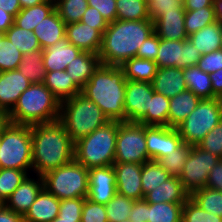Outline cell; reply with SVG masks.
Instances as JSON below:
<instances>
[{
    "label": "cell",
    "instance_id": "1",
    "mask_svg": "<svg viewBox=\"0 0 222 222\" xmlns=\"http://www.w3.org/2000/svg\"><path fill=\"white\" fill-rule=\"evenodd\" d=\"M31 140L33 174L43 176L74 160L75 143L59 121L32 125Z\"/></svg>",
    "mask_w": 222,
    "mask_h": 222
},
{
    "label": "cell",
    "instance_id": "2",
    "mask_svg": "<svg viewBox=\"0 0 222 222\" xmlns=\"http://www.w3.org/2000/svg\"><path fill=\"white\" fill-rule=\"evenodd\" d=\"M154 33V21L115 20L109 23L102 34V45L98 56L101 64L122 66L136 57L138 48Z\"/></svg>",
    "mask_w": 222,
    "mask_h": 222
},
{
    "label": "cell",
    "instance_id": "3",
    "mask_svg": "<svg viewBox=\"0 0 222 222\" xmlns=\"http://www.w3.org/2000/svg\"><path fill=\"white\" fill-rule=\"evenodd\" d=\"M127 79L120 66L100 64L81 90L110 121H126L124 110Z\"/></svg>",
    "mask_w": 222,
    "mask_h": 222
},
{
    "label": "cell",
    "instance_id": "4",
    "mask_svg": "<svg viewBox=\"0 0 222 222\" xmlns=\"http://www.w3.org/2000/svg\"><path fill=\"white\" fill-rule=\"evenodd\" d=\"M60 104L44 83H33L20 95L9 112L11 122L32 126L58 121Z\"/></svg>",
    "mask_w": 222,
    "mask_h": 222
},
{
    "label": "cell",
    "instance_id": "5",
    "mask_svg": "<svg viewBox=\"0 0 222 222\" xmlns=\"http://www.w3.org/2000/svg\"><path fill=\"white\" fill-rule=\"evenodd\" d=\"M58 121L75 143L110 120L95 102L79 93L61 102Z\"/></svg>",
    "mask_w": 222,
    "mask_h": 222
},
{
    "label": "cell",
    "instance_id": "6",
    "mask_svg": "<svg viewBox=\"0 0 222 222\" xmlns=\"http://www.w3.org/2000/svg\"><path fill=\"white\" fill-rule=\"evenodd\" d=\"M119 123L109 121L75 142L74 159L87 169L113 165Z\"/></svg>",
    "mask_w": 222,
    "mask_h": 222
},
{
    "label": "cell",
    "instance_id": "7",
    "mask_svg": "<svg viewBox=\"0 0 222 222\" xmlns=\"http://www.w3.org/2000/svg\"><path fill=\"white\" fill-rule=\"evenodd\" d=\"M0 168L32 169L31 126L11 123L0 137Z\"/></svg>",
    "mask_w": 222,
    "mask_h": 222
},
{
    "label": "cell",
    "instance_id": "8",
    "mask_svg": "<svg viewBox=\"0 0 222 222\" xmlns=\"http://www.w3.org/2000/svg\"><path fill=\"white\" fill-rule=\"evenodd\" d=\"M42 177L44 188L60 200L88 196V169L75 159Z\"/></svg>",
    "mask_w": 222,
    "mask_h": 222
},
{
    "label": "cell",
    "instance_id": "9",
    "mask_svg": "<svg viewBox=\"0 0 222 222\" xmlns=\"http://www.w3.org/2000/svg\"><path fill=\"white\" fill-rule=\"evenodd\" d=\"M222 120V100L202 99L188 117L176 129L182 141L192 146L203 138Z\"/></svg>",
    "mask_w": 222,
    "mask_h": 222
},
{
    "label": "cell",
    "instance_id": "10",
    "mask_svg": "<svg viewBox=\"0 0 222 222\" xmlns=\"http://www.w3.org/2000/svg\"><path fill=\"white\" fill-rule=\"evenodd\" d=\"M145 125L138 122H120L115 149L114 163H138L149 161Z\"/></svg>",
    "mask_w": 222,
    "mask_h": 222
},
{
    "label": "cell",
    "instance_id": "11",
    "mask_svg": "<svg viewBox=\"0 0 222 222\" xmlns=\"http://www.w3.org/2000/svg\"><path fill=\"white\" fill-rule=\"evenodd\" d=\"M219 160L218 156L203 150L198 145L192 146L179 176L184 189L191 195L196 190L206 187L209 172Z\"/></svg>",
    "mask_w": 222,
    "mask_h": 222
},
{
    "label": "cell",
    "instance_id": "12",
    "mask_svg": "<svg viewBox=\"0 0 222 222\" xmlns=\"http://www.w3.org/2000/svg\"><path fill=\"white\" fill-rule=\"evenodd\" d=\"M145 138L150 160L158 161L178 148L182 138L176 128L168 126H146Z\"/></svg>",
    "mask_w": 222,
    "mask_h": 222
},
{
    "label": "cell",
    "instance_id": "13",
    "mask_svg": "<svg viewBox=\"0 0 222 222\" xmlns=\"http://www.w3.org/2000/svg\"><path fill=\"white\" fill-rule=\"evenodd\" d=\"M153 93L152 83L127 80L124 100L126 121L138 122L147 113Z\"/></svg>",
    "mask_w": 222,
    "mask_h": 222
},
{
    "label": "cell",
    "instance_id": "14",
    "mask_svg": "<svg viewBox=\"0 0 222 222\" xmlns=\"http://www.w3.org/2000/svg\"><path fill=\"white\" fill-rule=\"evenodd\" d=\"M89 192L87 199L106 205L117 193L116 174L113 166L88 169Z\"/></svg>",
    "mask_w": 222,
    "mask_h": 222
},
{
    "label": "cell",
    "instance_id": "15",
    "mask_svg": "<svg viewBox=\"0 0 222 222\" xmlns=\"http://www.w3.org/2000/svg\"><path fill=\"white\" fill-rule=\"evenodd\" d=\"M43 188L44 181L42 176L37 174L33 176V173L28 174L3 205L24 216Z\"/></svg>",
    "mask_w": 222,
    "mask_h": 222
},
{
    "label": "cell",
    "instance_id": "16",
    "mask_svg": "<svg viewBox=\"0 0 222 222\" xmlns=\"http://www.w3.org/2000/svg\"><path fill=\"white\" fill-rule=\"evenodd\" d=\"M116 174L117 193L132 200H142L144 198L141 172L142 164L138 163H114Z\"/></svg>",
    "mask_w": 222,
    "mask_h": 222
},
{
    "label": "cell",
    "instance_id": "17",
    "mask_svg": "<svg viewBox=\"0 0 222 222\" xmlns=\"http://www.w3.org/2000/svg\"><path fill=\"white\" fill-rule=\"evenodd\" d=\"M31 84L18 69L0 72V109L10 112Z\"/></svg>",
    "mask_w": 222,
    "mask_h": 222
},
{
    "label": "cell",
    "instance_id": "18",
    "mask_svg": "<svg viewBox=\"0 0 222 222\" xmlns=\"http://www.w3.org/2000/svg\"><path fill=\"white\" fill-rule=\"evenodd\" d=\"M65 37L82 52L98 54L102 45V34L80 21L66 25Z\"/></svg>",
    "mask_w": 222,
    "mask_h": 222
},
{
    "label": "cell",
    "instance_id": "19",
    "mask_svg": "<svg viewBox=\"0 0 222 222\" xmlns=\"http://www.w3.org/2000/svg\"><path fill=\"white\" fill-rule=\"evenodd\" d=\"M185 12L183 5L176 11L162 12L154 20V32L156 35L165 40L188 39L184 27Z\"/></svg>",
    "mask_w": 222,
    "mask_h": 222
},
{
    "label": "cell",
    "instance_id": "20",
    "mask_svg": "<svg viewBox=\"0 0 222 222\" xmlns=\"http://www.w3.org/2000/svg\"><path fill=\"white\" fill-rule=\"evenodd\" d=\"M82 51L69 43L67 38L57 41L53 46L42 50V59L46 72L66 70L74 58Z\"/></svg>",
    "mask_w": 222,
    "mask_h": 222
},
{
    "label": "cell",
    "instance_id": "21",
    "mask_svg": "<svg viewBox=\"0 0 222 222\" xmlns=\"http://www.w3.org/2000/svg\"><path fill=\"white\" fill-rule=\"evenodd\" d=\"M152 86L155 93L162 94L169 99L183 92L187 89L183 68H158Z\"/></svg>",
    "mask_w": 222,
    "mask_h": 222
},
{
    "label": "cell",
    "instance_id": "22",
    "mask_svg": "<svg viewBox=\"0 0 222 222\" xmlns=\"http://www.w3.org/2000/svg\"><path fill=\"white\" fill-rule=\"evenodd\" d=\"M60 199L43 188L23 216L24 222H51L58 216Z\"/></svg>",
    "mask_w": 222,
    "mask_h": 222
},
{
    "label": "cell",
    "instance_id": "23",
    "mask_svg": "<svg viewBox=\"0 0 222 222\" xmlns=\"http://www.w3.org/2000/svg\"><path fill=\"white\" fill-rule=\"evenodd\" d=\"M65 31L66 23L60 18L55 9L50 15L38 23L33 33L37 36L38 42L42 50H44L65 38Z\"/></svg>",
    "mask_w": 222,
    "mask_h": 222
},
{
    "label": "cell",
    "instance_id": "24",
    "mask_svg": "<svg viewBox=\"0 0 222 222\" xmlns=\"http://www.w3.org/2000/svg\"><path fill=\"white\" fill-rule=\"evenodd\" d=\"M190 194L184 189L179 177H171L144 196L148 203H185Z\"/></svg>",
    "mask_w": 222,
    "mask_h": 222
},
{
    "label": "cell",
    "instance_id": "25",
    "mask_svg": "<svg viewBox=\"0 0 222 222\" xmlns=\"http://www.w3.org/2000/svg\"><path fill=\"white\" fill-rule=\"evenodd\" d=\"M201 99L189 89L170 98L168 127L176 128L197 107Z\"/></svg>",
    "mask_w": 222,
    "mask_h": 222
},
{
    "label": "cell",
    "instance_id": "26",
    "mask_svg": "<svg viewBox=\"0 0 222 222\" xmlns=\"http://www.w3.org/2000/svg\"><path fill=\"white\" fill-rule=\"evenodd\" d=\"M101 64L98 54L82 52L66 68L70 78L82 89Z\"/></svg>",
    "mask_w": 222,
    "mask_h": 222
},
{
    "label": "cell",
    "instance_id": "27",
    "mask_svg": "<svg viewBox=\"0 0 222 222\" xmlns=\"http://www.w3.org/2000/svg\"><path fill=\"white\" fill-rule=\"evenodd\" d=\"M188 39L204 55L221 49L222 23L216 20L203 29L192 33Z\"/></svg>",
    "mask_w": 222,
    "mask_h": 222
},
{
    "label": "cell",
    "instance_id": "28",
    "mask_svg": "<svg viewBox=\"0 0 222 222\" xmlns=\"http://www.w3.org/2000/svg\"><path fill=\"white\" fill-rule=\"evenodd\" d=\"M43 83L60 103L81 93L82 90L65 70L46 72Z\"/></svg>",
    "mask_w": 222,
    "mask_h": 222
},
{
    "label": "cell",
    "instance_id": "29",
    "mask_svg": "<svg viewBox=\"0 0 222 222\" xmlns=\"http://www.w3.org/2000/svg\"><path fill=\"white\" fill-rule=\"evenodd\" d=\"M54 10L55 0H46L41 4L21 9L15 16L14 23L22 29L34 31L38 23Z\"/></svg>",
    "mask_w": 222,
    "mask_h": 222
},
{
    "label": "cell",
    "instance_id": "30",
    "mask_svg": "<svg viewBox=\"0 0 222 222\" xmlns=\"http://www.w3.org/2000/svg\"><path fill=\"white\" fill-rule=\"evenodd\" d=\"M187 89L202 99L216 98L213 95L211 79L208 73L203 72L197 65L183 68Z\"/></svg>",
    "mask_w": 222,
    "mask_h": 222
},
{
    "label": "cell",
    "instance_id": "31",
    "mask_svg": "<svg viewBox=\"0 0 222 222\" xmlns=\"http://www.w3.org/2000/svg\"><path fill=\"white\" fill-rule=\"evenodd\" d=\"M127 80L152 83L158 66L155 61L134 57L127 60L122 66Z\"/></svg>",
    "mask_w": 222,
    "mask_h": 222
},
{
    "label": "cell",
    "instance_id": "32",
    "mask_svg": "<svg viewBox=\"0 0 222 222\" xmlns=\"http://www.w3.org/2000/svg\"><path fill=\"white\" fill-rule=\"evenodd\" d=\"M183 45L184 40L160 39L158 55L155 59L158 68H183Z\"/></svg>",
    "mask_w": 222,
    "mask_h": 222
},
{
    "label": "cell",
    "instance_id": "33",
    "mask_svg": "<svg viewBox=\"0 0 222 222\" xmlns=\"http://www.w3.org/2000/svg\"><path fill=\"white\" fill-rule=\"evenodd\" d=\"M169 103L168 97L154 92L150 98L149 110L138 123L146 126H168Z\"/></svg>",
    "mask_w": 222,
    "mask_h": 222
},
{
    "label": "cell",
    "instance_id": "34",
    "mask_svg": "<svg viewBox=\"0 0 222 222\" xmlns=\"http://www.w3.org/2000/svg\"><path fill=\"white\" fill-rule=\"evenodd\" d=\"M18 70L23 73L32 84L43 83L46 78V69L42 59V50L23 55Z\"/></svg>",
    "mask_w": 222,
    "mask_h": 222
},
{
    "label": "cell",
    "instance_id": "35",
    "mask_svg": "<svg viewBox=\"0 0 222 222\" xmlns=\"http://www.w3.org/2000/svg\"><path fill=\"white\" fill-rule=\"evenodd\" d=\"M172 176L159 164L158 161L149 160L142 164L141 183L143 195L153 191Z\"/></svg>",
    "mask_w": 222,
    "mask_h": 222
},
{
    "label": "cell",
    "instance_id": "36",
    "mask_svg": "<svg viewBox=\"0 0 222 222\" xmlns=\"http://www.w3.org/2000/svg\"><path fill=\"white\" fill-rule=\"evenodd\" d=\"M184 203H148V222H182Z\"/></svg>",
    "mask_w": 222,
    "mask_h": 222
},
{
    "label": "cell",
    "instance_id": "37",
    "mask_svg": "<svg viewBox=\"0 0 222 222\" xmlns=\"http://www.w3.org/2000/svg\"><path fill=\"white\" fill-rule=\"evenodd\" d=\"M5 36L23 55L42 50L33 31L22 29L15 23L5 32Z\"/></svg>",
    "mask_w": 222,
    "mask_h": 222
},
{
    "label": "cell",
    "instance_id": "38",
    "mask_svg": "<svg viewBox=\"0 0 222 222\" xmlns=\"http://www.w3.org/2000/svg\"><path fill=\"white\" fill-rule=\"evenodd\" d=\"M116 20L151 19L148 12L147 0H116Z\"/></svg>",
    "mask_w": 222,
    "mask_h": 222
},
{
    "label": "cell",
    "instance_id": "39",
    "mask_svg": "<svg viewBox=\"0 0 222 222\" xmlns=\"http://www.w3.org/2000/svg\"><path fill=\"white\" fill-rule=\"evenodd\" d=\"M216 20L215 7L213 4L198 10L186 11L184 19L186 34L189 36L207 25L214 23Z\"/></svg>",
    "mask_w": 222,
    "mask_h": 222
},
{
    "label": "cell",
    "instance_id": "40",
    "mask_svg": "<svg viewBox=\"0 0 222 222\" xmlns=\"http://www.w3.org/2000/svg\"><path fill=\"white\" fill-rule=\"evenodd\" d=\"M190 198L206 212L222 217V192L204 187L193 192Z\"/></svg>",
    "mask_w": 222,
    "mask_h": 222
},
{
    "label": "cell",
    "instance_id": "41",
    "mask_svg": "<svg viewBox=\"0 0 222 222\" xmlns=\"http://www.w3.org/2000/svg\"><path fill=\"white\" fill-rule=\"evenodd\" d=\"M191 149L192 145L183 142L167 156L160 158L158 162L172 177H179Z\"/></svg>",
    "mask_w": 222,
    "mask_h": 222
},
{
    "label": "cell",
    "instance_id": "42",
    "mask_svg": "<svg viewBox=\"0 0 222 222\" xmlns=\"http://www.w3.org/2000/svg\"><path fill=\"white\" fill-rule=\"evenodd\" d=\"M87 7V0H55V9L66 25L79 22Z\"/></svg>",
    "mask_w": 222,
    "mask_h": 222
},
{
    "label": "cell",
    "instance_id": "43",
    "mask_svg": "<svg viewBox=\"0 0 222 222\" xmlns=\"http://www.w3.org/2000/svg\"><path fill=\"white\" fill-rule=\"evenodd\" d=\"M27 175L23 170L0 168V202L4 204Z\"/></svg>",
    "mask_w": 222,
    "mask_h": 222
},
{
    "label": "cell",
    "instance_id": "44",
    "mask_svg": "<svg viewBox=\"0 0 222 222\" xmlns=\"http://www.w3.org/2000/svg\"><path fill=\"white\" fill-rule=\"evenodd\" d=\"M135 200L116 193L115 196L105 205L109 222H121L129 218L131 208Z\"/></svg>",
    "mask_w": 222,
    "mask_h": 222
},
{
    "label": "cell",
    "instance_id": "45",
    "mask_svg": "<svg viewBox=\"0 0 222 222\" xmlns=\"http://www.w3.org/2000/svg\"><path fill=\"white\" fill-rule=\"evenodd\" d=\"M23 54L6 37L0 42V72L18 69Z\"/></svg>",
    "mask_w": 222,
    "mask_h": 222
},
{
    "label": "cell",
    "instance_id": "46",
    "mask_svg": "<svg viewBox=\"0 0 222 222\" xmlns=\"http://www.w3.org/2000/svg\"><path fill=\"white\" fill-rule=\"evenodd\" d=\"M182 222H222V217L206 212L189 198L183 204Z\"/></svg>",
    "mask_w": 222,
    "mask_h": 222
},
{
    "label": "cell",
    "instance_id": "47",
    "mask_svg": "<svg viewBox=\"0 0 222 222\" xmlns=\"http://www.w3.org/2000/svg\"><path fill=\"white\" fill-rule=\"evenodd\" d=\"M203 150L222 158V120L198 144Z\"/></svg>",
    "mask_w": 222,
    "mask_h": 222
},
{
    "label": "cell",
    "instance_id": "48",
    "mask_svg": "<svg viewBox=\"0 0 222 222\" xmlns=\"http://www.w3.org/2000/svg\"><path fill=\"white\" fill-rule=\"evenodd\" d=\"M81 222H109L105 205L94 203L85 198L82 208Z\"/></svg>",
    "mask_w": 222,
    "mask_h": 222
},
{
    "label": "cell",
    "instance_id": "49",
    "mask_svg": "<svg viewBox=\"0 0 222 222\" xmlns=\"http://www.w3.org/2000/svg\"><path fill=\"white\" fill-rule=\"evenodd\" d=\"M148 12L154 21L162 12L176 11L183 5V0H147Z\"/></svg>",
    "mask_w": 222,
    "mask_h": 222
},
{
    "label": "cell",
    "instance_id": "50",
    "mask_svg": "<svg viewBox=\"0 0 222 222\" xmlns=\"http://www.w3.org/2000/svg\"><path fill=\"white\" fill-rule=\"evenodd\" d=\"M197 66L205 73L211 74L222 69V50L213 51L200 57Z\"/></svg>",
    "mask_w": 222,
    "mask_h": 222
},
{
    "label": "cell",
    "instance_id": "51",
    "mask_svg": "<svg viewBox=\"0 0 222 222\" xmlns=\"http://www.w3.org/2000/svg\"><path fill=\"white\" fill-rule=\"evenodd\" d=\"M80 22L88 24L92 28L97 29L101 34L104 33L109 25L101 13L92 6L87 7L86 12L83 14Z\"/></svg>",
    "mask_w": 222,
    "mask_h": 222
},
{
    "label": "cell",
    "instance_id": "52",
    "mask_svg": "<svg viewBox=\"0 0 222 222\" xmlns=\"http://www.w3.org/2000/svg\"><path fill=\"white\" fill-rule=\"evenodd\" d=\"M160 46V38L152 33L138 48L136 57L155 61Z\"/></svg>",
    "mask_w": 222,
    "mask_h": 222
},
{
    "label": "cell",
    "instance_id": "53",
    "mask_svg": "<svg viewBox=\"0 0 222 222\" xmlns=\"http://www.w3.org/2000/svg\"><path fill=\"white\" fill-rule=\"evenodd\" d=\"M85 198L60 200L58 216L81 217Z\"/></svg>",
    "mask_w": 222,
    "mask_h": 222
},
{
    "label": "cell",
    "instance_id": "54",
    "mask_svg": "<svg viewBox=\"0 0 222 222\" xmlns=\"http://www.w3.org/2000/svg\"><path fill=\"white\" fill-rule=\"evenodd\" d=\"M88 6L96 8L108 23L116 20V0H87Z\"/></svg>",
    "mask_w": 222,
    "mask_h": 222
},
{
    "label": "cell",
    "instance_id": "55",
    "mask_svg": "<svg viewBox=\"0 0 222 222\" xmlns=\"http://www.w3.org/2000/svg\"><path fill=\"white\" fill-rule=\"evenodd\" d=\"M202 54L195 48L189 39L184 40L183 68L196 66Z\"/></svg>",
    "mask_w": 222,
    "mask_h": 222
},
{
    "label": "cell",
    "instance_id": "56",
    "mask_svg": "<svg viewBox=\"0 0 222 222\" xmlns=\"http://www.w3.org/2000/svg\"><path fill=\"white\" fill-rule=\"evenodd\" d=\"M128 219L131 222H148V202L144 199L134 201Z\"/></svg>",
    "mask_w": 222,
    "mask_h": 222
},
{
    "label": "cell",
    "instance_id": "57",
    "mask_svg": "<svg viewBox=\"0 0 222 222\" xmlns=\"http://www.w3.org/2000/svg\"><path fill=\"white\" fill-rule=\"evenodd\" d=\"M206 187L222 192V158L210 170Z\"/></svg>",
    "mask_w": 222,
    "mask_h": 222
},
{
    "label": "cell",
    "instance_id": "58",
    "mask_svg": "<svg viewBox=\"0 0 222 222\" xmlns=\"http://www.w3.org/2000/svg\"><path fill=\"white\" fill-rule=\"evenodd\" d=\"M212 84L213 95L222 99V69L209 74Z\"/></svg>",
    "mask_w": 222,
    "mask_h": 222
},
{
    "label": "cell",
    "instance_id": "59",
    "mask_svg": "<svg viewBox=\"0 0 222 222\" xmlns=\"http://www.w3.org/2000/svg\"><path fill=\"white\" fill-rule=\"evenodd\" d=\"M0 222H24L23 216L4 205L0 208Z\"/></svg>",
    "mask_w": 222,
    "mask_h": 222
},
{
    "label": "cell",
    "instance_id": "60",
    "mask_svg": "<svg viewBox=\"0 0 222 222\" xmlns=\"http://www.w3.org/2000/svg\"><path fill=\"white\" fill-rule=\"evenodd\" d=\"M0 8L14 17L22 9L19 0H0Z\"/></svg>",
    "mask_w": 222,
    "mask_h": 222
},
{
    "label": "cell",
    "instance_id": "61",
    "mask_svg": "<svg viewBox=\"0 0 222 222\" xmlns=\"http://www.w3.org/2000/svg\"><path fill=\"white\" fill-rule=\"evenodd\" d=\"M210 0H183L185 11L198 10L200 8L211 6Z\"/></svg>",
    "mask_w": 222,
    "mask_h": 222
},
{
    "label": "cell",
    "instance_id": "62",
    "mask_svg": "<svg viewBox=\"0 0 222 222\" xmlns=\"http://www.w3.org/2000/svg\"><path fill=\"white\" fill-rule=\"evenodd\" d=\"M15 17L0 8V31L6 32L13 24Z\"/></svg>",
    "mask_w": 222,
    "mask_h": 222
},
{
    "label": "cell",
    "instance_id": "63",
    "mask_svg": "<svg viewBox=\"0 0 222 222\" xmlns=\"http://www.w3.org/2000/svg\"><path fill=\"white\" fill-rule=\"evenodd\" d=\"M11 123L9 112L0 109V137Z\"/></svg>",
    "mask_w": 222,
    "mask_h": 222
},
{
    "label": "cell",
    "instance_id": "64",
    "mask_svg": "<svg viewBox=\"0 0 222 222\" xmlns=\"http://www.w3.org/2000/svg\"><path fill=\"white\" fill-rule=\"evenodd\" d=\"M51 222H81V217L57 216Z\"/></svg>",
    "mask_w": 222,
    "mask_h": 222
},
{
    "label": "cell",
    "instance_id": "65",
    "mask_svg": "<svg viewBox=\"0 0 222 222\" xmlns=\"http://www.w3.org/2000/svg\"><path fill=\"white\" fill-rule=\"evenodd\" d=\"M45 1L46 0H19L22 9L41 4Z\"/></svg>",
    "mask_w": 222,
    "mask_h": 222
},
{
    "label": "cell",
    "instance_id": "66",
    "mask_svg": "<svg viewBox=\"0 0 222 222\" xmlns=\"http://www.w3.org/2000/svg\"><path fill=\"white\" fill-rule=\"evenodd\" d=\"M215 7V15L218 21L222 23V0L214 4Z\"/></svg>",
    "mask_w": 222,
    "mask_h": 222
},
{
    "label": "cell",
    "instance_id": "67",
    "mask_svg": "<svg viewBox=\"0 0 222 222\" xmlns=\"http://www.w3.org/2000/svg\"><path fill=\"white\" fill-rule=\"evenodd\" d=\"M5 33L0 31V42L5 38Z\"/></svg>",
    "mask_w": 222,
    "mask_h": 222
},
{
    "label": "cell",
    "instance_id": "68",
    "mask_svg": "<svg viewBox=\"0 0 222 222\" xmlns=\"http://www.w3.org/2000/svg\"><path fill=\"white\" fill-rule=\"evenodd\" d=\"M211 1V3L214 5V4H216L217 2H219L220 0H210Z\"/></svg>",
    "mask_w": 222,
    "mask_h": 222
},
{
    "label": "cell",
    "instance_id": "69",
    "mask_svg": "<svg viewBox=\"0 0 222 222\" xmlns=\"http://www.w3.org/2000/svg\"><path fill=\"white\" fill-rule=\"evenodd\" d=\"M121 222H131L129 219H126V220H122Z\"/></svg>",
    "mask_w": 222,
    "mask_h": 222
}]
</instances>
